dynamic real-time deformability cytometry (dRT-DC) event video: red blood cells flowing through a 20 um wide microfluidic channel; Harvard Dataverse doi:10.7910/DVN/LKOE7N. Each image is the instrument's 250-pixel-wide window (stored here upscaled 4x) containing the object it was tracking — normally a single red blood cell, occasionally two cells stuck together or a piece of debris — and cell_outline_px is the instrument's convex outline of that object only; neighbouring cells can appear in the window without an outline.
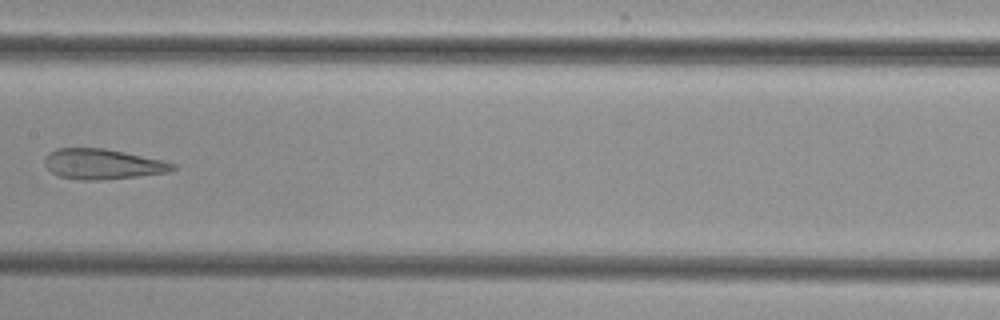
{"species": "common noctule bat (a hibernating species)", "species_latin": "Nyctalus noctula", "temperature_condition": "cold", "stored_images_in_passage": 7, "camera_frame_rate_fps": 3000, "um_per_image_px": 0.085, "animal": {"sex": "female", "body_mass_g": 29.2, "forearm_length_mm": 56.3}, "frame": {"image": 1, "passage_image": 6, "time_ms": 5.667, "image_size_px": [1000, 320], "cell_outline_px": [[176, 168], [168, 172], [136, 176], [100, 180], [80, 180], [60, 176], [52, 172], [44, 164], [44, 160], [48, 152], [56, 148], [104, 148], [164, 160], [176, 164]], "centroid_in_image_um": [8.71, 13.94], "position_along_channel_um": 198.7, "area_um2": 22.54}}
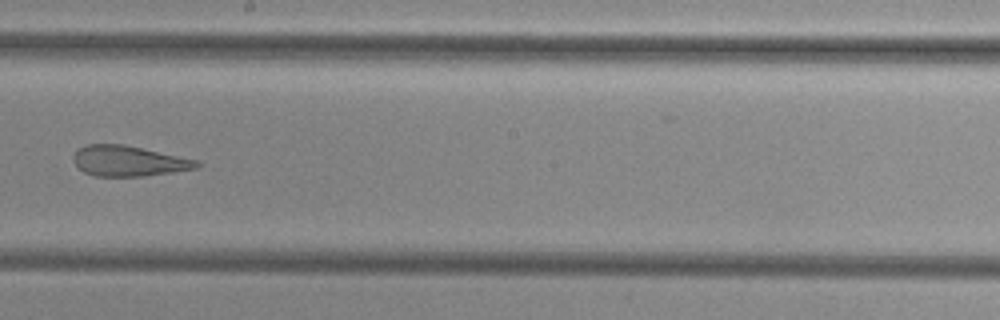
{"frame": {"image": 2, "passage_image": 7, "time_ms": 6.667, "image_size_px": [1000, 320], "cell_outline_px": [[200, 164], [196, 168], [172, 172], [144, 176], [92, 176], [76, 168], [72, 160], [72, 156], [80, 148], [88, 144], [124, 144], [196, 160]], "centroid_in_image_um": [10.85, 13.69], "position_along_channel_um": 237.3, "area_um2": 21.79}}